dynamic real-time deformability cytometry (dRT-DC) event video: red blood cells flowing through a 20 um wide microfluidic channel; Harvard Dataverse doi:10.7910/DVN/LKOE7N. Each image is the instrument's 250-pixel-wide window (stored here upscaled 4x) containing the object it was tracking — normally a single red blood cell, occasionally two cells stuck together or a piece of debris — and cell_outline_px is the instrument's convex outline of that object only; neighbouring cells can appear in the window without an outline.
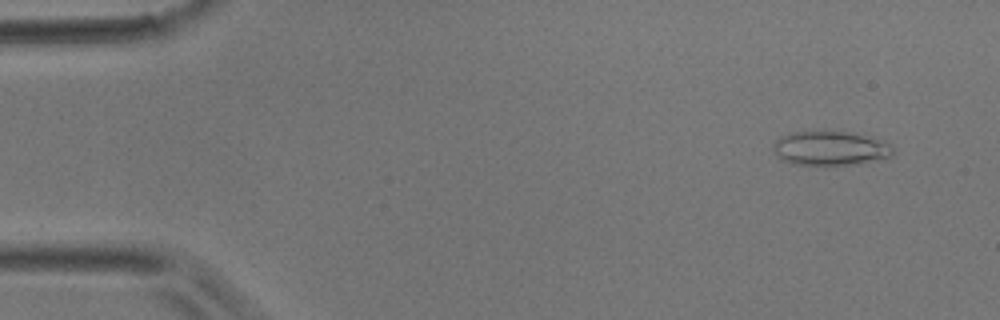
{"species": "common noctule bat (a hibernating species)", "species_latin": "Nyctalus noctula", "temperature_condition": "room temperature", "stored_images_in_passage": 3, "camera_frame_rate_fps": 3000, "um_per_image_px": 0.085, "animal": {"sex": "male", "body_mass_g": 17.9}, "frame": {"image": 1, "passage_image": 1, "time_ms": 0.0, "image_size_px": [1000, 320], "cell_outline_px": [[892, 156], [856, 164], [796, 164], [780, 160], [776, 156], [772, 144], [780, 136], [792, 132], [848, 132], [880, 140], [892, 144]], "centroid_in_image_um": [70.53, 12.6], "position_along_channel_um": 14.5, "area_um2": 23.47}}